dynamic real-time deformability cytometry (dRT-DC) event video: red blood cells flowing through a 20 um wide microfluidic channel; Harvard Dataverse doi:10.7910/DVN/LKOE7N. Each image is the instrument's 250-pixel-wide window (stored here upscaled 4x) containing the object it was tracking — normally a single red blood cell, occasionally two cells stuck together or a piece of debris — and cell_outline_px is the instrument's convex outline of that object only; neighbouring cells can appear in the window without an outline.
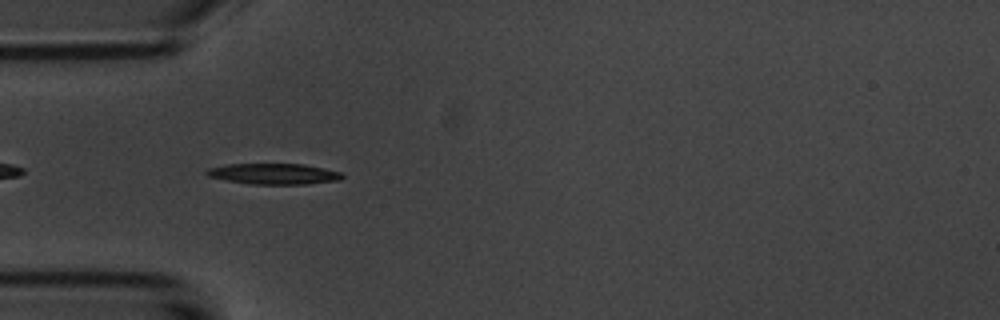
{"species": "common noctule bat (a hibernating species)", "species_latin": "Nyctalus noctula", "temperature_condition": "room temperature", "stored_images_in_passage": 41, "camera_frame_rate_fps": 3000, "um_per_image_px": 0.085, "animal": {"sex": "male", "body_mass_g": 20.1, "forearm_length_mm": 53.5}, "frame": {"image": 1, "passage_image": 3, "time_ms": 0.667, "image_size_px": [1000, 320], "cell_outline_px": [[344, 176], [340, 180], [304, 184], [252, 184], [228, 180], [208, 176], [204, 172], [208, 168], [228, 164], [304, 164], [324, 168], [340, 172]], "centroid_in_image_um": [23.28, 14.77], "position_along_channel_um": 61.7, "area_um2": 16.3}}
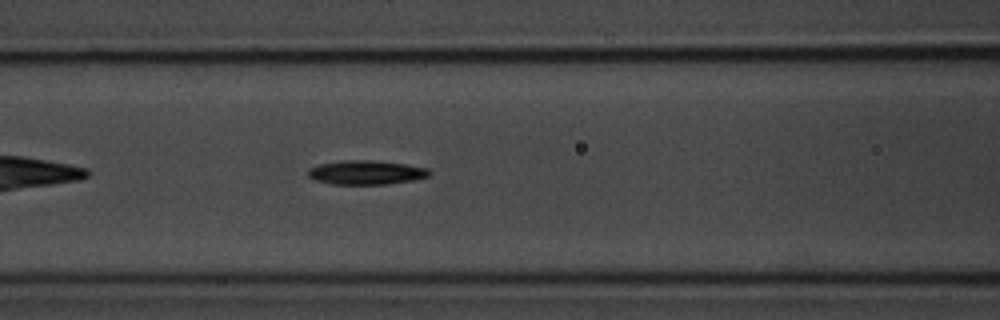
{"frame": {"image": 2, "passage_image": 9, "time_ms": 2.667, "image_size_px": [1000, 320], "cell_outline_px": [[432, 172], [428, 176], [412, 180], [388, 184], [332, 184], [316, 180], [308, 176], [308, 168], [316, 164], [344, 160], [376, 160], [404, 164], [428, 168]], "centroid_in_image_um": [31.1, 14.65], "position_along_channel_um": 135.5, "area_um2": 17.11}}
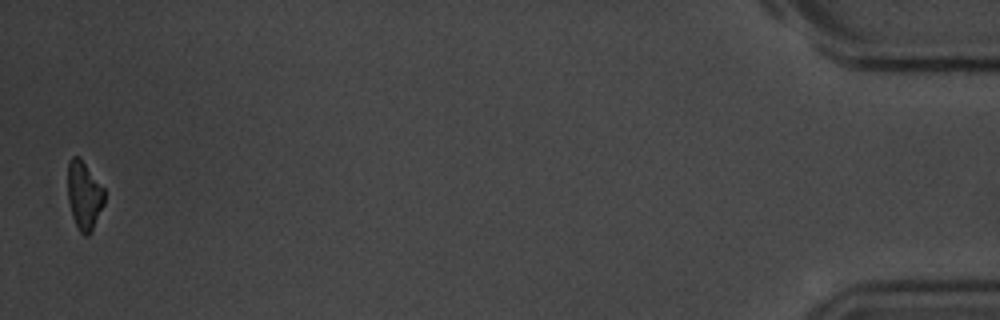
{"frame": {"image": 3, "passage_image": 40, "time_ms": 13.0, "image_size_px": [1000, 320], "cell_outline_px": [[104, 204], [92, 232], [88, 236], [84, 236], [80, 232], [72, 216], [68, 200], [68, 164], [72, 156], [76, 156], [84, 164], [104, 188]], "centroid_in_image_um": [7.15, 16.67], "position_along_channel_um": 428.0, "area_um2": 14.39}, "authors_computed_cell_mechanics": {"area_um2": 16.473, "velocity_mm_per_s": 3.733, "shape_relaxation_time_tau1_ms": 2.139, "shape_relaxation_time_tau2_ms": null, "deformation_change_tau1": 0.1381, "deformation_change_tau2": null}}